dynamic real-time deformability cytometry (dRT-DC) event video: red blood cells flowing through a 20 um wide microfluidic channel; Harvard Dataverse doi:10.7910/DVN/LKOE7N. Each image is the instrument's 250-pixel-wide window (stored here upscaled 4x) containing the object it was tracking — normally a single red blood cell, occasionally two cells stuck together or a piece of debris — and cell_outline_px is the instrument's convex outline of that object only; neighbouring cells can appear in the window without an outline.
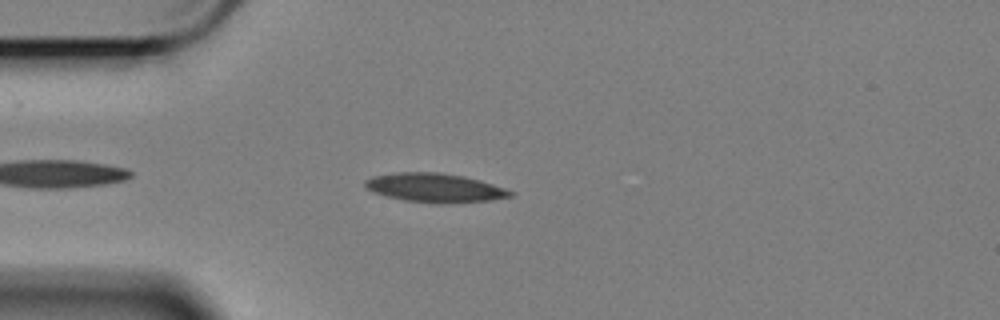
{"species": "Egyptian fruit bat (a non-hibernating species)", "species_latin": "Rousettus aegyptiacus", "temperature_condition": "cold", "stored_images_in_passage": 22, "camera_frame_rate_fps": 3000, "um_per_image_px": 0.085, "animal": {"sex": "female"}, "frame": {"image": 1, "passage_image": 6, "time_ms": 1.667, "image_size_px": [1000, 320], "cell_outline_px": [[516, 192], [512, 196], [492, 200], [444, 204], [436, 204], [404, 200], [372, 192], [364, 184], [364, 180], [372, 176], [396, 172], [440, 172], [464, 176], [480, 180]], "centroid_in_image_um": [36.97, 15.96], "position_along_channel_um": 48.0, "area_um2": 24.68}}
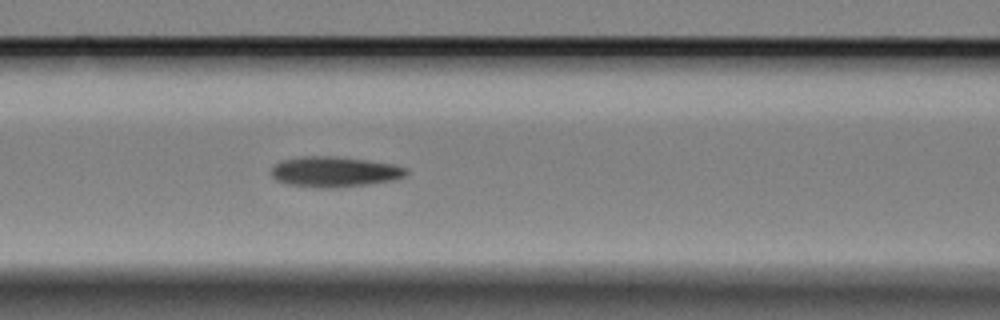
{"frame": {"image": 2, "passage_image": 15, "time_ms": 4.667, "image_size_px": [1000, 320], "cell_outline_px": [[408, 172], [404, 176], [396, 180], [368, 184], [336, 188], [312, 188], [284, 184], [276, 180], [272, 176], [272, 164], [280, 160], [300, 156], [336, 156], [392, 164], [408, 168]], "centroid_in_image_um": [28.38, 14.61], "position_along_channel_um": 138.2, "area_um2": 24.33}}
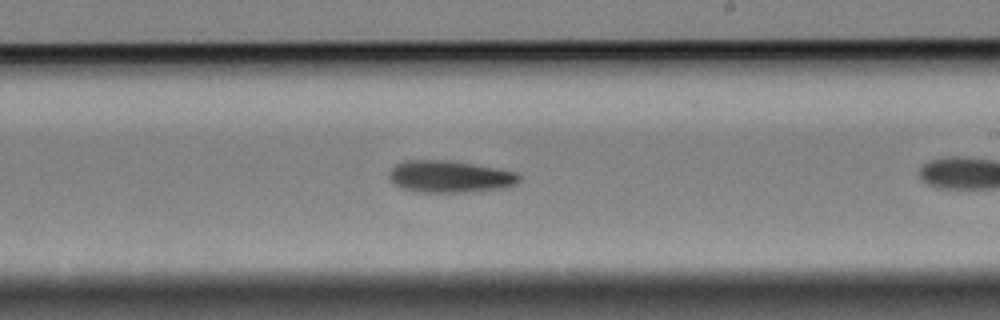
{"frame": {"image": 3, "passage_image": 21, "time_ms": 6.667, "image_size_px": [1000, 320], "cell_outline_px": [[520, 180], [516, 184], [504, 188], [468, 192], [416, 192], [400, 188], [392, 184], [388, 180], [388, 172], [396, 164], [404, 160], [452, 160], [496, 168], [516, 172], [520, 176]], "centroid_in_image_um": [38.18, 15.01], "position_along_channel_um": 250.8, "area_um2": 24.62}}